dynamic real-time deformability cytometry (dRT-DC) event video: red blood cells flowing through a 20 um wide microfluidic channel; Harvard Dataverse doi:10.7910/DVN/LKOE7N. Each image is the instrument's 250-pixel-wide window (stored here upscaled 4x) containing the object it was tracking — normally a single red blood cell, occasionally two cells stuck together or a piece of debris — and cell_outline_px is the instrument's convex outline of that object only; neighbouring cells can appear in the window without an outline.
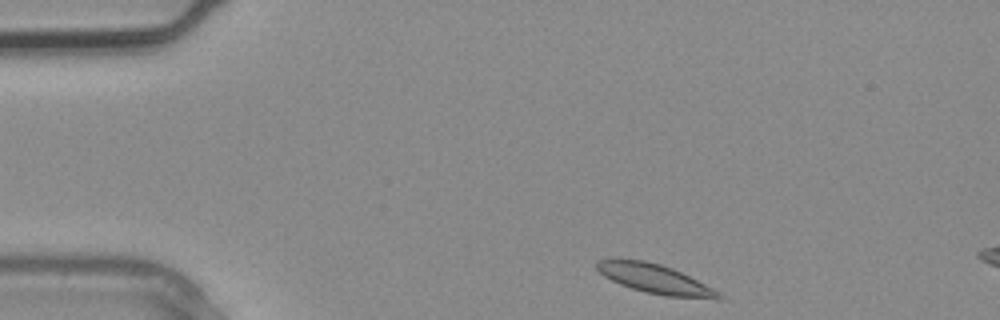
{"species": "common noctule bat (a hibernating species)", "species_latin": "Nyctalus noctula", "temperature_condition": "warm", "stored_images_in_passage": 2, "camera_frame_rate_fps": 3000, "um_per_image_px": 0.085, "animal": {"sex": "male", "body_mass_g": 20.4}, "frame": {"image": 1, "passage_image": 1, "time_ms": 0.0, "image_size_px": [1000, 320], "cell_outline_px": [[724, 296], [720, 300], [716, 300], [664, 296], [644, 292], [620, 284], [604, 276], [596, 268], [596, 260], [644, 260], [660, 264], [672, 268], [720, 292]], "centroid_in_image_um": [55.73, 23.74], "position_along_channel_um": 29.3, "area_um2": 20.63}}